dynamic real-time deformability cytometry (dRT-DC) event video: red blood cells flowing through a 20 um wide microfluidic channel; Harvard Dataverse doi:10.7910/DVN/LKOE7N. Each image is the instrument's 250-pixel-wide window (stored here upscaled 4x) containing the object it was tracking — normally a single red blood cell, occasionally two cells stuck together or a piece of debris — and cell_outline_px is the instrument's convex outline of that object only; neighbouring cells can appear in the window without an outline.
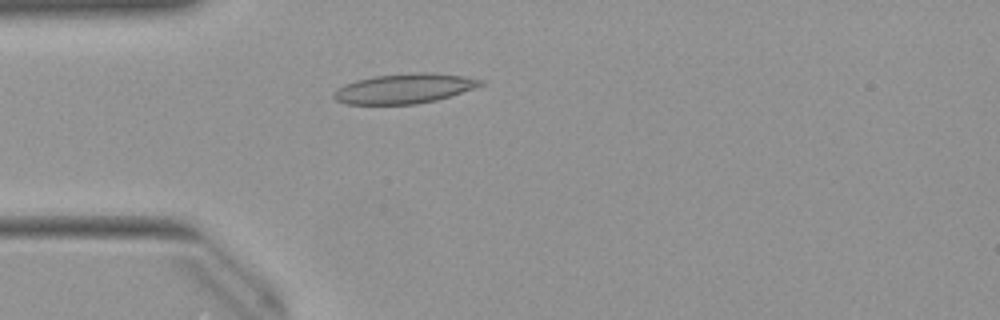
{"species": "Egyptian fruit bat (a non-hibernating species)", "species_latin": "Rousettus aegyptiacus", "temperature_condition": "warm", "stored_images_in_passage": 50, "camera_frame_rate_fps": 3000, "um_per_image_px": 0.085, "animal": {"sex": "female"}, "frame": {"image": 1, "passage_image": 13, "time_ms": 4.0, "image_size_px": [1000, 320], "cell_outline_px": [[484, 84], [436, 100], [416, 104], [344, 104], [336, 100], [332, 96], [332, 92], [336, 88], [344, 84], [356, 80], [372, 76], [412, 72], [432, 72], [464, 76], [484, 80]], "centroid_in_image_um": [34.3, 7.51], "position_along_channel_um": 50.7, "area_um2": 25.61}}
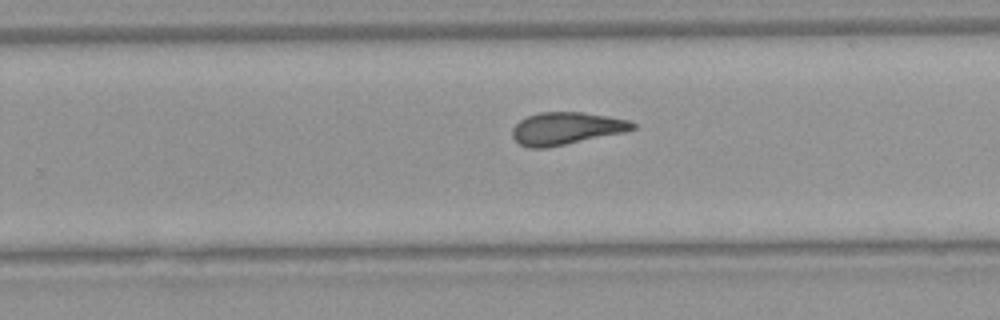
{"frame": {"image": 2, "passage_image": 31, "time_ms": 10.0, "image_size_px": [1000, 320], "cell_outline_px": [[636, 128], [624, 132], [548, 148], [528, 148], [520, 144], [512, 136], [512, 128], [520, 120], [528, 116], [540, 112], [584, 112], [628, 120], [636, 124]], "centroid_in_image_um": [48.11, 10.92], "position_along_channel_um": 281.7, "area_um2": 22.66}}
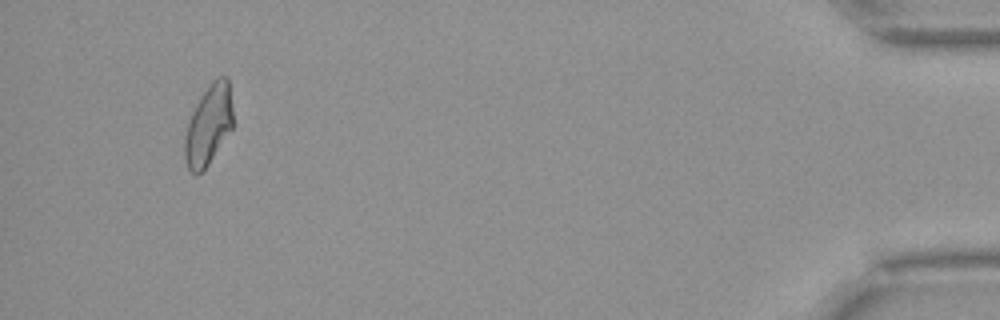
{"frame": {"image": 3, "passage_image": 47, "time_ms": 15.333, "image_size_px": [1000, 320], "cell_outline_px": [[236, 124], [208, 164], [196, 176], [188, 168], [184, 160], [184, 140], [188, 124], [192, 112], [200, 96], [212, 80], [216, 76], [228, 76]], "centroid_in_image_um": [17.77, 10.59], "position_along_channel_um": 417.4, "area_um2": 23.06}, "authors_computed_cell_mechanics": {"area_um2": 23.12, "velocity_mm_per_s": 3.9928, "shape_relaxation_time_tau1_ms": null, "shape_relaxation_time_tau2_ms": 1.9692, "deformation_change_tau1": null, "deformation_change_tau2": 0.0923}}